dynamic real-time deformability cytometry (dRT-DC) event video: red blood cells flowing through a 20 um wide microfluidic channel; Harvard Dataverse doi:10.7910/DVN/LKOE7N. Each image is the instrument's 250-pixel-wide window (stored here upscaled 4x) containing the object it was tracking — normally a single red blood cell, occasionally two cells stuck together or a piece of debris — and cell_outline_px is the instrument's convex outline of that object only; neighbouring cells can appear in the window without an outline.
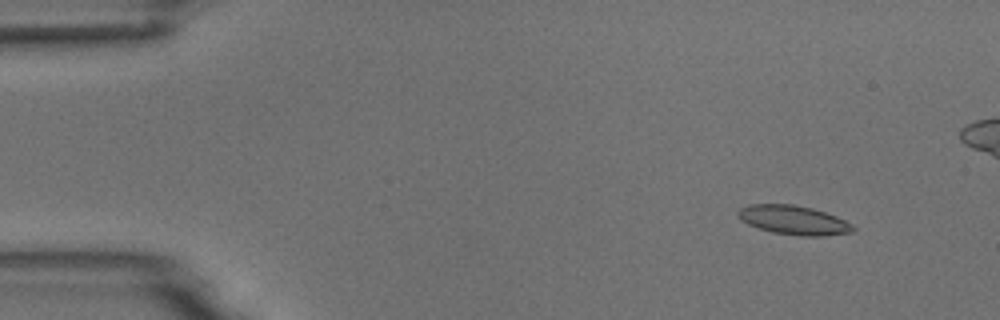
{"species": "common noctule bat (a hibernating species)", "species_latin": "Nyctalus noctula", "temperature_condition": "room temperature", "stored_images_in_passage": 6, "camera_frame_rate_fps": 3000, "um_per_image_px": 0.085, "animal": {"sex": "male", "body_mass_g": 18.8}, "frame": {"image": 1, "passage_image": 2, "time_ms": 1.0, "image_size_px": [1000, 320], "cell_outline_px": [[856, 228], [852, 232], [824, 236], [800, 236], [772, 232], [748, 224], [740, 220], [736, 212], [740, 208], [748, 204], [792, 204], [812, 208], [836, 216], [852, 224]], "centroid_in_image_um": [67.44, 18.7], "position_along_channel_um": 17.6, "area_um2": 19.54}}